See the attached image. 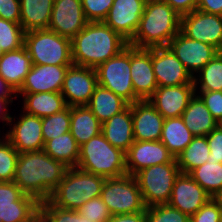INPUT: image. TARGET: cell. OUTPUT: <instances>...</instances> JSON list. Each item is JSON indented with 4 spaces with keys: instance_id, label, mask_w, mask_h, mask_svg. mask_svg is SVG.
Returning a JSON list of instances; mask_svg holds the SVG:
<instances>
[{
    "instance_id": "4fadbf2b",
    "label": "cell",
    "mask_w": 222,
    "mask_h": 222,
    "mask_svg": "<svg viewBox=\"0 0 222 222\" xmlns=\"http://www.w3.org/2000/svg\"><path fill=\"white\" fill-rule=\"evenodd\" d=\"M152 66L158 87L193 82L191 74L168 46L152 48Z\"/></svg>"
},
{
    "instance_id": "b9f144b4",
    "label": "cell",
    "mask_w": 222,
    "mask_h": 222,
    "mask_svg": "<svg viewBox=\"0 0 222 222\" xmlns=\"http://www.w3.org/2000/svg\"><path fill=\"white\" fill-rule=\"evenodd\" d=\"M77 211L84 217L98 222H107L112 216L100 196L85 202Z\"/></svg>"
},
{
    "instance_id": "7c38bea8",
    "label": "cell",
    "mask_w": 222,
    "mask_h": 222,
    "mask_svg": "<svg viewBox=\"0 0 222 222\" xmlns=\"http://www.w3.org/2000/svg\"><path fill=\"white\" fill-rule=\"evenodd\" d=\"M168 47L193 78L220 52L211 45L185 36L181 31L169 42Z\"/></svg>"
},
{
    "instance_id": "ffe728a7",
    "label": "cell",
    "mask_w": 222,
    "mask_h": 222,
    "mask_svg": "<svg viewBox=\"0 0 222 222\" xmlns=\"http://www.w3.org/2000/svg\"><path fill=\"white\" fill-rule=\"evenodd\" d=\"M194 82L177 86L158 87L148 99L164 117H181L190 99L195 95Z\"/></svg>"
},
{
    "instance_id": "8992f818",
    "label": "cell",
    "mask_w": 222,
    "mask_h": 222,
    "mask_svg": "<svg viewBox=\"0 0 222 222\" xmlns=\"http://www.w3.org/2000/svg\"><path fill=\"white\" fill-rule=\"evenodd\" d=\"M24 46L32 64L72 65L71 39L48 29L25 32Z\"/></svg>"
},
{
    "instance_id": "9f6ffc18",
    "label": "cell",
    "mask_w": 222,
    "mask_h": 222,
    "mask_svg": "<svg viewBox=\"0 0 222 222\" xmlns=\"http://www.w3.org/2000/svg\"><path fill=\"white\" fill-rule=\"evenodd\" d=\"M4 51H3V49H2V47L0 46V58L4 55Z\"/></svg>"
},
{
    "instance_id": "44dd1931",
    "label": "cell",
    "mask_w": 222,
    "mask_h": 222,
    "mask_svg": "<svg viewBox=\"0 0 222 222\" xmlns=\"http://www.w3.org/2000/svg\"><path fill=\"white\" fill-rule=\"evenodd\" d=\"M71 65L33 64L18 93L61 92L63 80Z\"/></svg>"
},
{
    "instance_id": "d6a6232c",
    "label": "cell",
    "mask_w": 222,
    "mask_h": 222,
    "mask_svg": "<svg viewBox=\"0 0 222 222\" xmlns=\"http://www.w3.org/2000/svg\"><path fill=\"white\" fill-rule=\"evenodd\" d=\"M40 210V202L24 194L16 202L0 203V222H28Z\"/></svg>"
},
{
    "instance_id": "ee69618b",
    "label": "cell",
    "mask_w": 222,
    "mask_h": 222,
    "mask_svg": "<svg viewBox=\"0 0 222 222\" xmlns=\"http://www.w3.org/2000/svg\"><path fill=\"white\" fill-rule=\"evenodd\" d=\"M221 210L210 198L195 214L190 216V222H220Z\"/></svg>"
},
{
    "instance_id": "681fc988",
    "label": "cell",
    "mask_w": 222,
    "mask_h": 222,
    "mask_svg": "<svg viewBox=\"0 0 222 222\" xmlns=\"http://www.w3.org/2000/svg\"><path fill=\"white\" fill-rule=\"evenodd\" d=\"M196 9L222 16V0H198Z\"/></svg>"
},
{
    "instance_id": "4dcf8cb0",
    "label": "cell",
    "mask_w": 222,
    "mask_h": 222,
    "mask_svg": "<svg viewBox=\"0 0 222 222\" xmlns=\"http://www.w3.org/2000/svg\"><path fill=\"white\" fill-rule=\"evenodd\" d=\"M43 150L54 160L61 161L67 167H77L80 145L70 132L46 141Z\"/></svg>"
},
{
    "instance_id": "c3c4849f",
    "label": "cell",
    "mask_w": 222,
    "mask_h": 222,
    "mask_svg": "<svg viewBox=\"0 0 222 222\" xmlns=\"http://www.w3.org/2000/svg\"><path fill=\"white\" fill-rule=\"evenodd\" d=\"M180 16L191 13L196 10L198 0H164Z\"/></svg>"
},
{
    "instance_id": "f907efd6",
    "label": "cell",
    "mask_w": 222,
    "mask_h": 222,
    "mask_svg": "<svg viewBox=\"0 0 222 222\" xmlns=\"http://www.w3.org/2000/svg\"><path fill=\"white\" fill-rule=\"evenodd\" d=\"M107 222H146L145 211L112 215Z\"/></svg>"
},
{
    "instance_id": "d6986e66",
    "label": "cell",
    "mask_w": 222,
    "mask_h": 222,
    "mask_svg": "<svg viewBox=\"0 0 222 222\" xmlns=\"http://www.w3.org/2000/svg\"><path fill=\"white\" fill-rule=\"evenodd\" d=\"M210 198L212 197L189 174L180 173L167 204L191 216Z\"/></svg>"
},
{
    "instance_id": "ac0fdd59",
    "label": "cell",
    "mask_w": 222,
    "mask_h": 222,
    "mask_svg": "<svg viewBox=\"0 0 222 222\" xmlns=\"http://www.w3.org/2000/svg\"><path fill=\"white\" fill-rule=\"evenodd\" d=\"M19 117L5 137L19 153L43 150L42 118L25 111Z\"/></svg>"
},
{
    "instance_id": "5b68a950",
    "label": "cell",
    "mask_w": 222,
    "mask_h": 222,
    "mask_svg": "<svg viewBox=\"0 0 222 222\" xmlns=\"http://www.w3.org/2000/svg\"><path fill=\"white\" fill-rule=\"evenodd\" d=\"M77 168L104 178L121 177L127 174L125 152L101 132L80 146Z\"/></svg>"
},
{
    "instance_id": "83f0119b",
    "label": "cell",
    "mask_w": 222,
    "mask_h": 222,
    "mask_svg": "<svg viewBox=\"0 0 222 222\" xmlns=\"http://www.w3.org/2000/svg\"><path fill=\"white\" fill-rule=\"evenodd\" d=\"M102 123L88 106L70 107V133L81 146L101 133Z\"/></svg>"
},
{
    "instance_id": "f1b7e54d",
    "label": "cell",
    "mask_w": 222,
    "mask_h": 222,
    "mask_svg": "<svg viewBox=\"0 0 222 222\" xmlns=\"http://www.w3.org/2000/svg\"><path fill=\"white\" fill-rule=\"evenodd\" d=\"M130 104L117 94L100 85L95 87L88 108L103 123L115 114L125 110Z\"/></svg>"
},
{
    "instance_id": "816d5d0a",
    "label": "cell",
    "mask_w": 222,
    "mask_h": 222,
    "mask_svg": "<svg viewBox=\"0 0 222 222\" xmlns=\"http://www.w3.org/2000/svg\"><path fill=\"white\" fill-rule=\"evenodd\" d=\"M9 103H12L9 99L0 97V120L11 126L14 117L8 113L7 107H9Z\"/></svg>"
},
{
    "instance_id": "277c9868",
    "label": "cell",
    "mask_w": 222,
    "mask_h": 222,
    "mask_svg": "<svg viewBox=\"0 0 222 222\" xmlns=\"http://www.w3.org/2000/svg\"><path fill=\"white\" fill-rule=\"evenodd\" d=\"M105 179L77 167L68 168L48 201L53 206L77 211L85 202L101 195Z\"/></svg>"
},
{
    "instance_id": "d4e9b609",
    "label": "cell",
    "mask_w": 222,
    "mask_h": 222,
    "mask_svg": "<svg viewBox=\"0 0 222 222\" xmlns=\"http://www.w3.org/2000/svg\"><path fill=\"white\" fill-rule=\"evenodd\" d=\"M54 0H20V24L25 32L48 29Z\"/></svg>"
},
{
    "instance_id": "9c48e42d",
    "label": "cell",
    "mask_w": 222,
    "mask_h": 222,
    "mask_svg": "<svg viewBox=\"0 0 222 222\" xmlns=\"http://www.w3.org/2000/svg\"><path fill=\"white\" fill-rule=\"evenodd\" d=\"M130 68V45L96 68L98 85L109 89L129 104L140 99L135 95Z\"/></svg>"
},
{
    "instance_id": "52a82bcc",
    "label": "cell",
    "mask_w": 222,
    "mask_h": 222,
    "mask_svg": "<svg viewBox=\"0 0 222 222\" xmlns=\"http://www.w3.org/2000/svg\"><path fill=\"white\" fill-rule=\"evenodd\" d=\"M180 173L176 158L170 163L153 165L137 172L134 177L145 206L167 204L175 180Z\"/></svg>"
},
{
    "instance_id": "f5cc1de1",
    "label": "cell",
    "mask_w": 222,
    "mask_h": 222,
    "mask_svg": "<svg viewBox=\"0 0 222 222\" xmlns=\"http://www.w3.org/2000/svg\"><path fill=\"white\" fill-rule=\"evenodd\" d=\"M17 92L0 76V97L7 98L13 103V99L19 97Z\"/></svg>"
},
{
    "instance_id": "7402d4cb",
    "label": "cell",
    "mask_w": 222,
    "mask_h": 222,
    "mask_svg": "<svg viewBox=\"0 0 222 222\" xmlns=\"http://www.w3.org/2000/svg\"><path fill=\"white\" fill-rule=\"evenodd\" d=\"M164 119L149 100L134 102L132 104L134 140L159 141Z\"/></svg>"
},
{
    "instance_id": "db71d44e",
    "label": "cell",
    "mask_w": 222,
    "mask_h": 222,
    "mask_svg": "<svg viewBox=\"0 0 222 222\" xmlns=\"http://www.w3.org/2000/svg\"><path fill=\"white\" fill-rule=\"evenodd\" d=\"M28 222H50L47 217L39 210Z\"/></svg>"
},
{
    "instance_id": "836d02e7",
    "label": "cell",
    "mask_w": 222,
    "mask_h": 222,
    "mask_svg": "<svg viewBox=\"0 0 222 222\" xmlns=\"http://www.w3.org/2000/svg\"><path fill=\"white\" fill-rule=\"evenodd\" d=\"M189 175L211 196L222 191V163L207 159L203 165L192 170Z\"/></svg>"
},
{
    "instance_id": "8d00e7d4",
    "label": "cell",
    "mask_w": 222,
    "mask_h": 222,
    "mask_svg": "<svg viewBox=\"0 0 222 222\" xmlns=\"http://www.w3.org/2000/svg\"><path fill=\"white\" fill-rule=\"evenodd\" d=\"M25 31L20 23L0 18V46L10 52L24 46Z\"/></svg>"
},
{
    "instance_id": "f6af8a7d",
    "label": "cell",
    "mask_w": 222,
    "mask_h": 222,
    "mask_svg": "<svg viewBox=\"0 0 222 222\" xmlns=\"http://www.w3.org/2000/svg\"><path fill=\"white\" fill-rule=\"evenodd\" d=\"M210 160L222 163V125L218 124L207 136Z\"/></svg>"
},
{
    "instance_id": "bcb514c9",
    "label": "cell",
    "mask_w": 222,
    "mask_h": 222,
    "mask_svg": "<svg viewBox=\"0 0 222 222\" xmlns=\"http://www.w3.org/2000/svg\"><path fill=\"white\" fill-rule=\"evenodd\" d=\"M0 18L20 23V0H0Z\"/></svg>"
},
{
    "instance_id": "7a4b0ae2",
    "label": "cell",
    "mask_w": 222,
    "mask_h": 222,
    "mask_svg": "<svg viewBox=\"0 0 222 222\" xmlns=\"http://www.w3.org/2000/svg\"><path fill=\"white\" fill-rule=\"evenodd\" d=\"M127 46L128 41L103 21L88 22L83 30L71 39L72 62L96 69Z\"/></svg>"
},
{
    "instance_id": "60d3db41",
    "label": "cell",
    "mask_w": 222,
    "mask_h": 222,
    "mask_svg": "<svg viewBox=\"0 0 222 222\" xmlns=\"http://www.w3.org/2000/svg\"><path fill=\"white\" fill-rule=\"evenodd\" d=\"M114 0H81L83 12L88 22L104 21Z\"/></svg>"
},
{
    "instance_id": "2e32d148",
    "label": "cell",
    "mask_w": 222,
    "mask_h": 222,
    "mask_svg": "<svg viewBox=\"0 0 222 222\" xmlns=\"http://www.w3.org/2000/svg\"><path fill=\"white\" fill-rule=\"evenodd\" d=\"M126 171L128 175H135L147 167L170 163L175 157L167 147L159 141H134L125 153Z\"/></svg>"
},
{
    "instance_id": "e575fe53",
    "label": "cell",
    "mask_w": 222,
    "mask_h": 222,
    "mask_svg": "<svg viewBox=\"0 0 222 222\" xmlns=\"http://www.w3.org/2000/svg\"><path fill=\"white\" fill-rule=\"evenodd\" d=\"M193 78L195 94L200 91H222V52H219ZM200 84L199 86H197Z\"/></svg>"
},
{
    "instance_id": "603a6c76",
    "label": "cell",
    "mask_w": 222,
    "mask_h": 222,
    "mask_svg": "<svg viewBox=\"0 0 222 222\" xmlns=\"http://www.w3.org/2000/svg\"><path fill=\"white\" fill-rule=\"evenodd\" d=\"M101 132L114 147L127 152L133 144L132 104L102 123Z\"/></svg>"
},
{
    "instance_id": "ab89813d",
    "label": "cell",
    "mask_w": 222,
    "mask_h": 222,
    "mask_svg": "<svg viewBox=\"0 0 222 222\" xmlns=\"http://www.w3.org/2000/svg\"><path fill=\"white\" fill-rule=\"evenodd\" d=\"M40 211L50 222H98L84 217L76 210L53 206L48 200L40 202Z\"/></svg>"
},
{
    "instance_id": "9a60e30c",
    "label": "cell",
    "mask_w": 222,
    "mask_h": 222,
    "mask_svg": "<svg viewBox=\"0 0 222 222\" xmlns=\"http://www.w3.org/2000/svg\"><path fill=\"white\" fill-rule=\"evenodd\" d=\"M87 23L81 0H54L48 30L72 39Z\"/></svg>"
},
{
    "instance_id": "7bdbcfd3",
    "label": "cell",
    "mask_w": 222,
    "mask_h": 222,
    "mask_svg": "<svg viewBox=\"0 0 222 222\" xmlns=\"http://www.w3.org/2000/svg\"><path fill=\"white\" fill-rule=\"evenodd\" d=\"M199 94L198 96L212 117L220 124L222 122V91H200Z\"/></svg>"
},
{
    "instance_id": "cb8c5ba5",
    "label": "cell",
    "mask_w": 222,
    "mask_h": 222,
    "mask_svg": "<svg viewBox=\"0 0 222 222\" xmlns=\"http://www.w3.org/2000/svg\"><path fill=\"white\" fill-rule=\"evenodd\" d=\"M32 65L25 46L5 52L0 58V76L18 92Z\"/></svg>"
},
{
    "instance_id": "484cf974",
    "label": "cell",
    "mask_w": 222,
    "mask_h": 222,
    "mask_svg": "<svg viewBox=\"0 0 222 222\" xmlns=\"http://www.w3.org/2000/svg\"><path fill=\"white\" fill-rule=\"evenodd\" d=\"M24 98L23 111L37 117H48L67 107L61 92L19 93Z\"/></svg>"
},
{
    "instance_id": "f546056e",
    "label": "cell",
    "mask_w": 222,
    "mask_h": 222,
    "mask_svg": "<svg viewBox=\"0 0 222 222\" xmlns=\"http://www.w3.org/2000/svg\"><path fill=\"white\" fill-rule=\"evenodd\" d=\"M194 137L186 127L182 117L164 119L160 141L175 158L188 146Z\"/></svg>"
},
{
    "instance_id": "d590c367",
    "label": "cell",
    "mask_w": 222,
    "mask_h": 222,
    "mask_svg": "<svg viewBox=\"0 0 222 222\" xmlns=\"http://www.w3.org/2000/svg\"><path fill=\"white\" fill-rule=\"evenodd\" d=\"M68 132H70L69 106L58 113L42 118V137L44 143Z\"/></svg>"
},
{
    "instance_id": "e0dca14e",
    "label": "cell",
    "mask_w": 222,
    "mask_h": 222,
    "mask_svg": "<svg viewBox=\"0 0 222 222\" xmlns=\"http://www.w3.org/2000/svg\"><path fill=\"white\" fill-rule=\"evenodd\" d=\"M130 68L135 95L148 100L158 88L152 66V48L130 46Z\"/></svg>"
},
{
    "instance_id": "1f68e13d",
    "label": "cell",
    "mask_w": 222,
    "mask_h": 222,
    "mask_svg": "<svg viewBox=\"0 0 222 222\" xmlns=\"http://www.w3.org/2000/svg\"><path fill=\"white\" fill-rule=\"evenodd\" d=\"M210 148L206 136H196L177 156L176 161L181 173L189 174L207 162Z\"/></svg>"
},
{
    "instance_id": "f35d334b",
    "label": "cell",
    "mask_w": 222,
    "mask_h": 222,
    "mask_svg": "<svg viewBox=\"0 0 222 222\" xmlns=\"http://www.w3.org/2000/svg\"><path fill=\"white\" fill-rule=\"evenodd\" d=\"M146 222H190V216L168 204L146 207Z\"/></svg>"
},
{
    "instance_id": "4316f807",
    "label": "cell",
    "mask_w": 222,
    "mask_h": 222,
    "mask_svg": "<svg viewBox=\"0 0 222 222\" xmlns=\"http://www.w3.org/2000/svg\"><path fill=\"white\" fill-rule=\"evenodd\" d=\"M181 117L195 137L207 136L219 124L196 94L190 99Z\"/></svg>"
},
{
    "instance_id": "3957f363",
    "label": "cell",
    "mask_w": 222,
    "mask_h": 222,
    "mask_svg": "<svg viewBox=\"0 0 222 222\" xmlns=\"http://www.w3.org/2000/svg\"><path fill=\"white\" fill-rule=\"evenodd\" d=\"M180 18L164 0H147L138 29L128 45L136 48L168 46L180 31Z\"/></svg>"
},
{
    "instance_id": "74e56055",
    "label": "cell",
    "mask_w": 222,
    "mask_h": 222,
    "mask_svg": "<svg viewBox=\"0 0 222 222\" xmlns=\"http://www.w3.org/2000/svg\"><path fill=\"white\" fill-rule=\"evenodd\" d=\"M2 137V139L0 138V181L12 182L19 152L6 137Z\"/></svg>"
},
{
    "instance_id": "11a10c76",
    "label": "cell",
    "mask_w": 222,
    "mask_h": 222,
    "mask_svg": "<svg viewBox=\"0 0 222 222\" xmlns=\"http://www.w3.org/2000/svg\"><path fill=\"white\" fill-rule=\"evenodd\" d=\"M212 198L217 203L222 213V191H219L218 193H216Z\"/></svg>"
},
{
    "instance_id": "8fae6325",
    "label": "cell",
    "mask_w": 222,
    "mask_h": 222,
    "mask_svg": "<svg viewBox=\"0 0 222 222\" xmlns=\"http://www.w3.org/2000/svg\"><path fill=\"white\" fill-rule=\"evenodd\" d=\"M97 85L95 68L72 64L65 73L61 94L69 107L87 106Z\"/></svg>"
},
{
    "instance_id": "6da1fadb",
    "label": "cell",
    "mask_w": 222,
    "mask_h": 222,
    "mask_svg": "<svg viewBox=\"0 0 222 222\" xmlns=\"http://www.w3.org/2000/svg\"><path fill=\"white\" fill-rule=\"evenodd\" d=\"M68 168L44 150L19 153L13 182L25 194L39 202L46 201Z\"/></svg>"
},
{
    "instance_id": "5bb4252c",
    "label": "cell",
    "mask_w": 222,
    "mask_h": 222,
    "mask_svg": "<svg viewBox=\"0 0 222 222\" xmlns=\"http://www.w3.org/2000/svg\"><path fill=\"white\" fill-rule=\"evenodd\" d=\"M147 0H114L103 21L128 42L134 37Z\"/></svg>"
},
{
    "instance_id": "ba28073f",
    "label": "cell",
    "mask_w": 222,
    "mask_h": 222,
    "mask_svg": "<svg viewBox=\"0 0 222 222\" xmlns=\"http://www.w3.org/2000/svg\"><path fill=\"white\" fill-rule=\"evenodd\" d=\"M100 197L111 215L146 211L141 191L133 175L106 178Z\"/></svg>"
},
{
    "instance_id": "30bf717a",
    "label": "cell",
    "mask_w": 222,
    "mask_h": 222,
    "mask_svg": "<svg viewBox=\"0 0 222 222\" xmlns=\"http://www.w3.org/2000/svg\"><path fill=\"white\" fill-rule=\"evenodd\" d=\"M180 31L187 37L222 52V16L194 10L180 18Z\"/></svg>"
},
{
    "instance_id": "7dc6e473",
    "label": "cell",
    "mask_w": 222,
    "mask_h": 222,
    "mask_svg": "<svg viewBox=\"0 0 222 222\" xmlns=\"http://www.w3.org/2000/svg\"><path fill=\"white\" fill-rule=\"evenodd\" d=\"M25 193L12 181L3 182L0 181V203L4 202H16Z\"/></svg>"
}]
</instances>
